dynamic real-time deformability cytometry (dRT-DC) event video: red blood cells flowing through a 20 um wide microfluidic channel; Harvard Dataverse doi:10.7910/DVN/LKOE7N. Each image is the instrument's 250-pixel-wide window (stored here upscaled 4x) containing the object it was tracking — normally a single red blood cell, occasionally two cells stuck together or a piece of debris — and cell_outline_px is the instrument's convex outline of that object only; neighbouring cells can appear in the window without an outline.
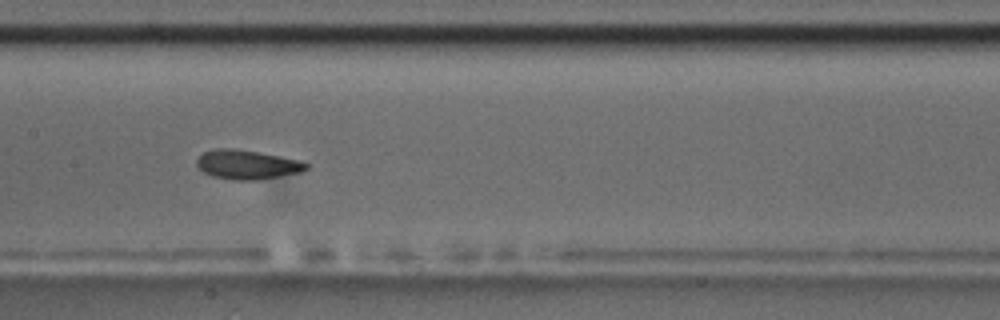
{"species": "common noctule bat (a hibernating species)", "species_latin": "Nyctalus noctula", "temperature_condition": "room temperature", "stored_images_in_passage": 13, "camera_frame_rate_fps": 3000, "um_per_image_px": 0.085, "animal": {"sex": "male", "body_mass_g": 17.5, "forearm_length_mm": 52.3}, "frame": {"image": 1, "passage_image": 6, "time_ms": 5.667, "image_size_px": [1000, 320], "cell_outline_px": [[308, 168], [300, 172], [256, 180], [236, 180], [212, 176], [204, 172], [196, 164], [196, 160], [204, 152], [212, 148], [232, 148], [256, 152], [296, 160], [308, 164]], "centroid_in_image_um": [20.94, 13.99], "position_along_channel_um": 186.5, "area_um2": 18.21}, "authors_computed_cell_mechanics": {"area_um2": 18.9006, "velocity_mm_per_s": 3.546, "shape_relaxation_time_tau1_ms": 1.5338, "shape_relaxation_time_tau2_ms": 1.1411, "deformation_change_tau1": 0.0874, "deformation_change_tau2": 0.0642}}